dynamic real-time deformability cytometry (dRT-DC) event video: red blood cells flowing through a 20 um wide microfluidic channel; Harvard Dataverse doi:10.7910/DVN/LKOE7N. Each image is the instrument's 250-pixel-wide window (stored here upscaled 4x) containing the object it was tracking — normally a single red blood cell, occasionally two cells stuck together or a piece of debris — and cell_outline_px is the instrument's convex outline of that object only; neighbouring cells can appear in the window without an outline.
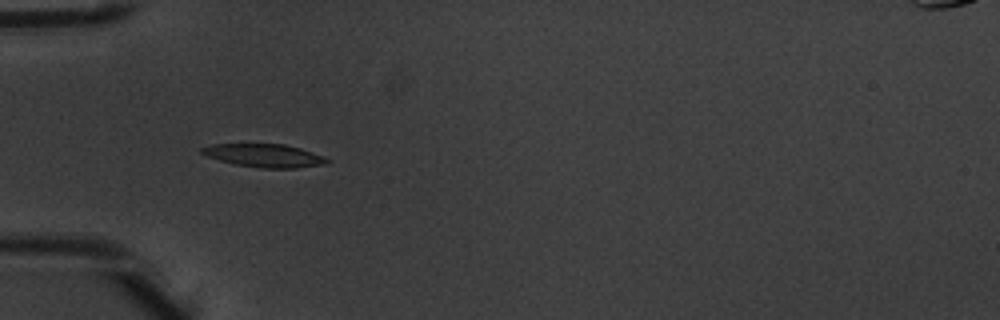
{"species": "common noctule bat (a hibernating species)", "species_latin": "Nyctalus noctula", "temperature_condition": "warm", "stored_images_in_passage": 6, "camera_frame_rate_fps": 3000, "um_per_image_px": 0.085, "animal": {"sex": "male", "body_mass_g": 20.1, "forearm_length_mm": 53.5}, "frame": {"image": 1, "passage_image": 5, "time_ms": 1.333, "image_size_px": [1000, 320], "cell_outline_px": [[332, 160], [328, 164], [296, 168], [264, 168], [236, 164], [220, 160], [208, 156], [200, 152], [200, 148], [212, 144], [284, 144], [300, 148], [324, 156]], "centroid_in_image_um": [22.53, 13.22], "position_along_channel_um": 62.5, "area_um2": 16.88}}